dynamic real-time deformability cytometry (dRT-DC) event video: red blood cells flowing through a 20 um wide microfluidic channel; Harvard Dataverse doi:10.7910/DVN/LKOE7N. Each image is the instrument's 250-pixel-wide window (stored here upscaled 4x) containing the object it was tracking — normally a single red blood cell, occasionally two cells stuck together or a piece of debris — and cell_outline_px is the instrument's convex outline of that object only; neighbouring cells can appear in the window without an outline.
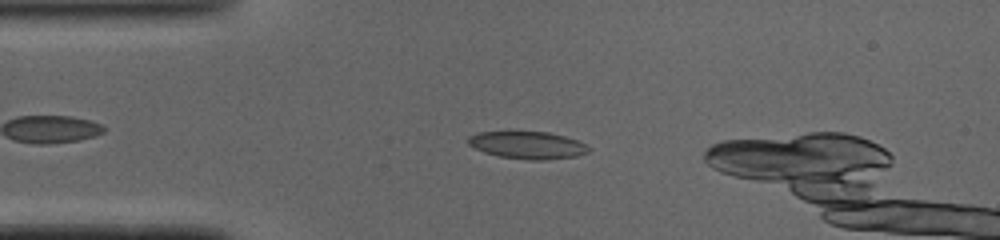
{"species": "common noctule bat (a hibernating species)", "species_latin": "Nyctalus noctula", "temperature_condition": "cold", "stored_images_in_passage": 37, "camera_frame_rate_fps": 3000, "um_per_image_px": 0.085, "animal": {"sex": "male", "body_mass_g": 19.0, "forearm_length_mm": 50.8}, "frame": {"image": 1, "passage_image": 8, "time_ms": 2.333, "image_size_px": [1000, 240], "cell_outline_px": [[592, 148], [588, 152], [576, 156], [544, 160], [528, 160], [500, 156], [484, 152], [468, 144], [468, 136], [480, 132], [548, 132], [564, 136], [576, 140]], "centroid_in_image_um": [44.86, 12.34], "position_along_channel_um": 40.1, "area_um2": 19.02}}
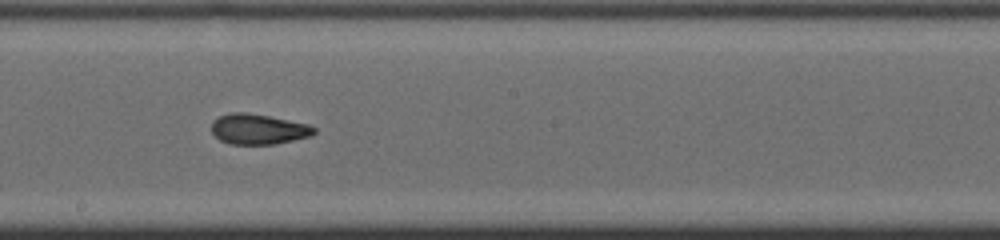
{"frame": {"image": 2, "passage_image": 23, "time_ms": 7.333, "image_size_px": [1000, 240], "cell_outline_px": [[316, 132], [312, 136], [276, 144], [232, 144], [220, 140], [212, 132], [212, 120], [220, 116], [232, 112], [244, 112], [268, 116], [308, 124], [316, 128]], "centroid_in_image_um": [21.97, 10.98], "position_along_channel_um": 226.2, "area_um2": 18.09}}
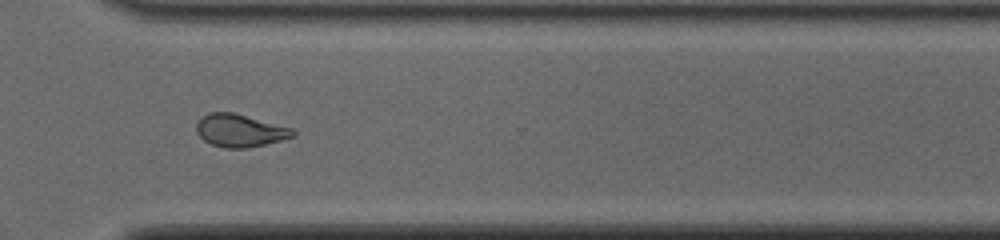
{"frame": {"image": 3, "passage_image": 32, "time_ms": 10.333, "image_size_px": [1000, 240], "cell_outline_px": [[296, 136], [248, 148], [224, 148], [212, 144], [204, 140], [196, 132], [196, 124], [208, 112], [232, 112], [292, 128], [296, 132]], "centroid_in_image_um": [20.39, 11.1], "position_along_channel_um": 350.2, "area_um2": 18.21}}